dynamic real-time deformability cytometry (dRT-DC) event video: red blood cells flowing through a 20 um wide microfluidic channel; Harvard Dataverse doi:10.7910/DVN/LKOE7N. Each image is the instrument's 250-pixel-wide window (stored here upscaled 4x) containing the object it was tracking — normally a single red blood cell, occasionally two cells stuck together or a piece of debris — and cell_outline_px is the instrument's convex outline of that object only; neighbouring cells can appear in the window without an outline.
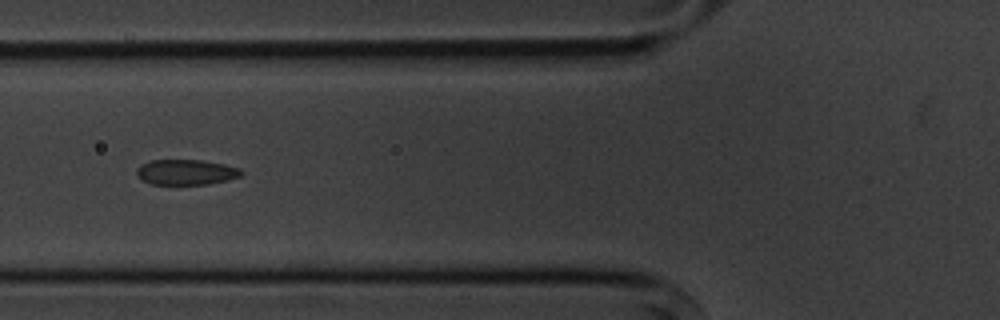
{"species": "common noctule bat (a hibernating species)", "species_latin": "Nyctalus noctula", "temperature_condition": "cold", "stored_images_in_passage": 7, "camera_frame_rate_fps": 3000, "um_per_image_px": 0.085, "animal": {"sex": "male", "body_mass_g": 20.1, "forearm_length_mm": 53.5}, "frame": {"image": 1, "passage_image": 5, "time_ms": 5.0, "image_size_px": [1000, 320], "cell_outline_px": [[244, 172], [240, 176], [228, 180], [208, 184], [152, 184], [140, 180], [136, 176], [136, 168], [140, 164], [148, 160], [200, 160], [224, 164], [240, 168]], "centroid_in_image_um": [15.77, 14.63], "position_along_channel_um": 110.0, "area_um2": 15.66}}
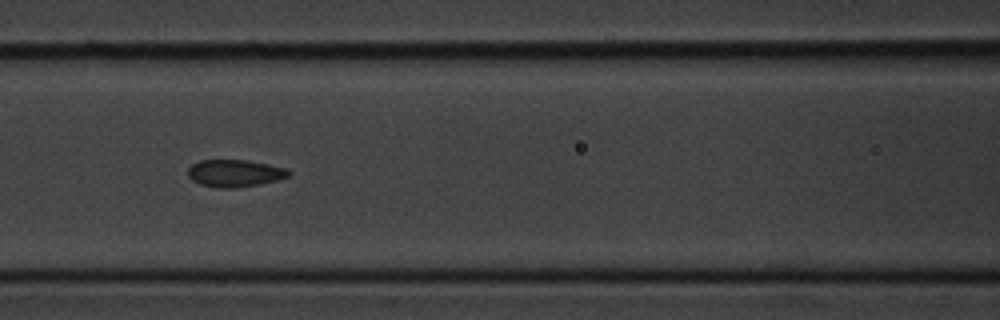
{"frame": {"image": 2, "passage_image": 6, "time_ms": 6.0, "image_size_px": [1000, 320], "cell_outline_px": [[292, 172], [288, 176], [276, 180], [260, 184], [236, 188], [216, 188], [200, 184], [192, 180], [188, 176], [188, 168], [192, 164], [200, 160], [248, 160], [268, 164], [284, 168]], "centroid_in_image_um": [19.93, 14.73], "position_along_channel_um": 146.7, "area_um2": 16.01}}
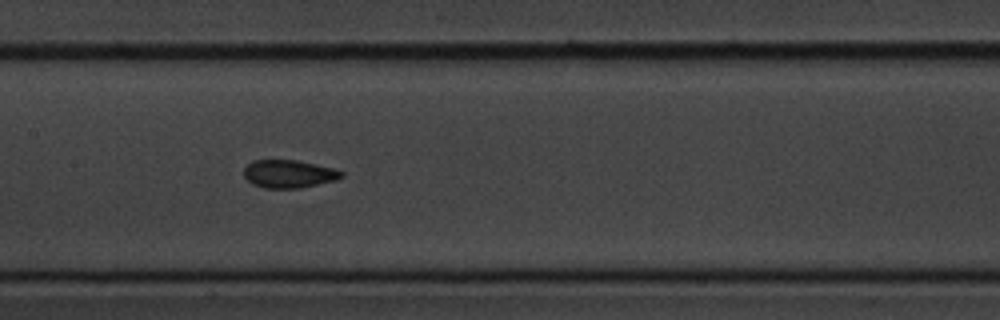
{"frame": {"image": 3, "passage_image": 7, "time_ms": 7.0, "image_size_px": [1000, 320], "cell_outline_px": [[344, 176], [336, 180], [300, 188], [264, 188], [252, 184], [244, 176], [244, 168], [252, 160], [296, 160], [316, 164], [332, 168], [344, 172]], "centroid_in_image_um": [24.55, 14.78], "position_along_channel_um": 182.9, "area_um2": 15.9}}